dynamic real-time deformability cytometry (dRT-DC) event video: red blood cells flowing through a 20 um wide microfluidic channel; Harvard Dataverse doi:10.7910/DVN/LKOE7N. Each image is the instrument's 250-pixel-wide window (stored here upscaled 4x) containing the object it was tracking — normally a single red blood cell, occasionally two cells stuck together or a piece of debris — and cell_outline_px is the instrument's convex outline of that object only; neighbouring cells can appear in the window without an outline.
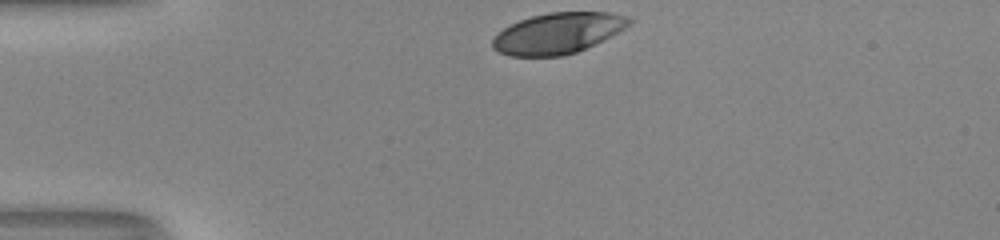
{"species": "human", "species_latin": "Homo sapiens", "temperature_condition": "room temperature", "stored_images_in_passage": 31, "camera_frame_rate_fps": 3000, "um_per_image_px": 0.085, "donor": {"sex": "male"}, "frame": {"image": 1, "passage_image": 1, "time_ms": 0.0, "image_size_px": [1000, 240], "cell_outline_px": [[632, 20], [624, 28], [576, 52], [564, 56], [508, 56], [492, 48], [492, 40], [496, 32], [520, 20], [532, 16], [548, 12], [612, 12], [632, 16]], "centroid_in_image_um": [47.38, 2.81], "position_along_channel_um": 37.6, "area_um2": 32.31}}
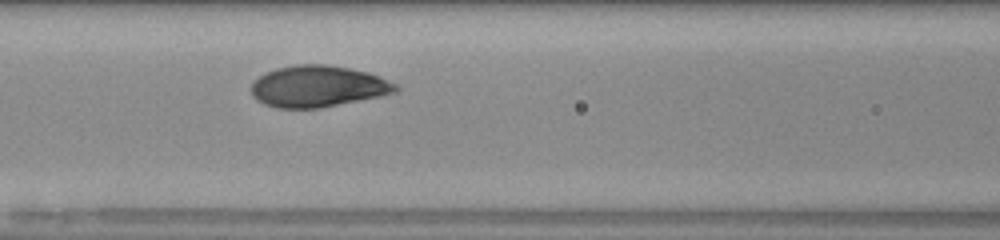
{"frame": {"image": 2, "passage_image": 12, "time_ms": 3.667, "image_size_px": [1000, 240], "cell_outline_px": [[400, 88], [396, 92], [380, 96], [320, 108], [276, 108], [264, 104], [256, 100], [252, 96], [252, 80], [276, 68], [296, 64], [328, 64], [368, 72], [380, 76], [396, 84]], "centroid_in_image_um": [27.02, 7.34], "position_along_channel_um": 139.6, "area_um2": 34.97}}
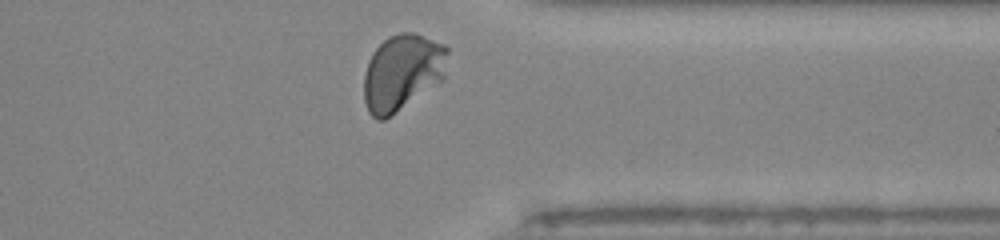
{"frame": {"image": 3, "passage_image": 30, "time_ms": 9.667, "image_size_px": [1000, 240], "cell_outline_px": [[448, 52], [444, 80], [384, 120], [376, 120], [368, 112], [364, 100], [364, 76], [368, 60], [372, 52], [388, 36], [400, 32], [416, 32], [444, 44], [448, 48]], "centroid_in_image_um": [34.2, 6.13], "position_along_channel_um": 377.2, "area_um2": 37.63}, "authors_computed_cell_mechanics": {"area_um2": 34.8534, "velocity_mm_per_s": 4.0221, "shape_relaxation_time_tau1_ms": 2.5233, "shape_relaxation_time_tau2_ms": null, "deformation_change_tau1": 0.1646, "deformation_change_tau2": null}}